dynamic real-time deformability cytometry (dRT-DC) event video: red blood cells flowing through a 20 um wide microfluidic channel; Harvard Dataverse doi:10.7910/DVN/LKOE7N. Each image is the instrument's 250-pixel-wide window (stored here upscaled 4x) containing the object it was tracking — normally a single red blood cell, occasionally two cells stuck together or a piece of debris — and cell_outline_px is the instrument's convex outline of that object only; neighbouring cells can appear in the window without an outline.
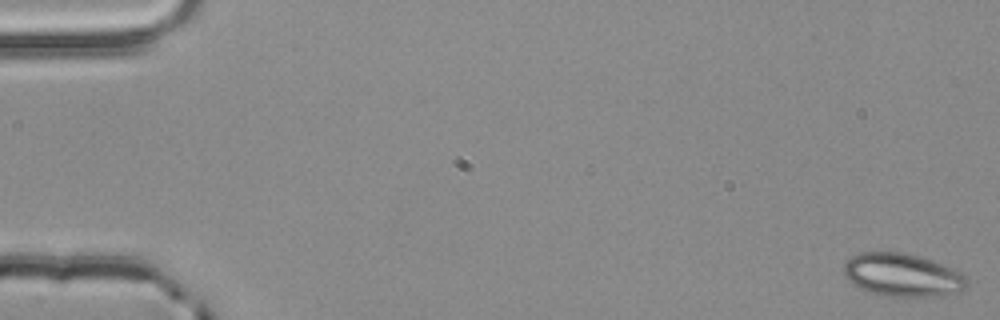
{"species": "common noctule bat (a hibernating species)", "species_latin": "Nyctalus noctula", "temperature_condition": "room temperature", "stored_images_in_passage": 55, "camera_frame_rate_fps": 3000, "um_per_image_px": 0.085, "animal": {"sex": "male", "body_mass_g": 20.4}, "frame": {"image": 1, "passage_image": 1, "time_ms": 0.0, "image_size_px": [1000, 320], "cell_outline_px": [[968, 284], [960, 292], [932, 296], [884, 296], [868, 292], [852, 284], [844, 276], [844, 264], [852, 256], [860, 252], [904, 252], [924, 256], [944, 264], [960, 272], [968, 280]], "centroid_in_image_um": [76.71, 23.36], "position_along_channel_um": 8.3, "area_um2": 31.21}}
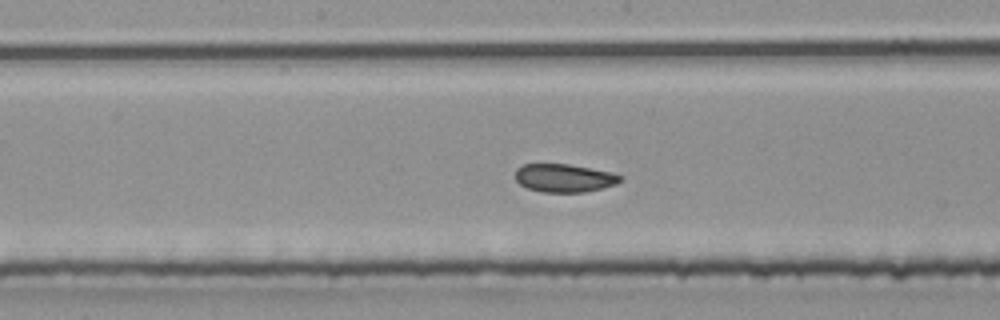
{"frame": {"image": 2, "passage_image": 29, "time_ms": 9.333, "image_size_px": [1000, 320], "cell_outline_px": [[620, 180], [616, 184], [604, 188], [584, 192], [544, 192], [528, 188], [520, 184], [516, 180], [516, 168], [524, 164], [568, 164], [612, 172], [620, 176]], "centroid_in_image_um": [47.95, 15.13], "position_along_channel_um": 200.3, "area_um2": 17.11}}
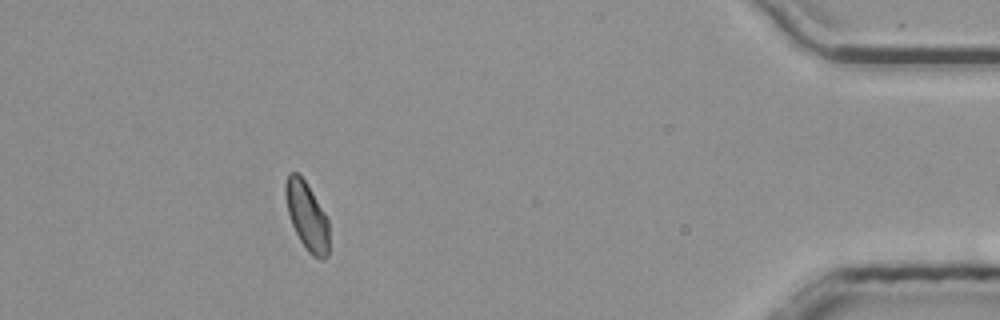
{"frame": {"image": 3, "passage_image": 50, "time_ms": 16.333, "image_size_px": [1000, 320], "cell_outline_px": [[328, 256], [324, 260], [320, 260], [312, 256], [308, 252], [300, 240], [292, 224], [288, 212], [284, 192], [284, 184], [288, 172], [296, 172], [304, 180], [324, 212], [328, 220]], "centroid_in_image_um": [26.07, 18.38], "position_along_channel_um": 409.1, "area_um2": 17.17}, "authors_computed_cell_mechanics": {"area_um2": 18.1492, "velocity_mm_per_s": 3.8115, "shape_relaxation_time_tau1_ms": null, "shape_relaxation_time_tau2_ms": 3.4813, "deformation_change_tau1": null, "deformation_change_tau2": 0.0543}}